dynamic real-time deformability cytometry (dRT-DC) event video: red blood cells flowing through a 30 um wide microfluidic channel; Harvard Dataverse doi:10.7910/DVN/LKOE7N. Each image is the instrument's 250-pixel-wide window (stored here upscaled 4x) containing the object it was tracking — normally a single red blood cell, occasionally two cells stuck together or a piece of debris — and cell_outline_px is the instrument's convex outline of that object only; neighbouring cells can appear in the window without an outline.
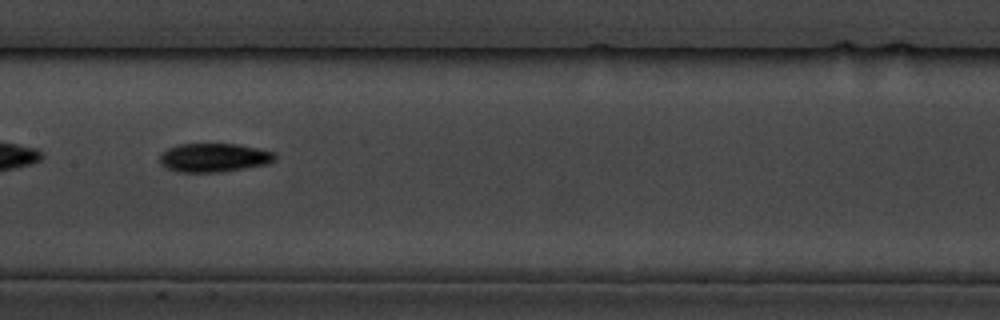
{"species": "common noctule bat (a hibernating species)", "species_latin": "Nyctalus noctula", "temperature_condition": "cold", "stored_images_in_passage": 13, "camera_frame_rate_fps": 3000, "um_per_image_px": 0.085, "animal": {"sex": "male", "body_mass_g": 19.5, "forearm_length_mm": 54.6}, "frame": {"image": 1, "passage_image": 6, "time_ms": 6.0, "image_size_px": [1000, 320], "cell_outline_px": [[276, 160], [268, 164], [220, 172], [176, 172], [164, 168], [160, 164], [160, 156], [168, 148], [176, 144], [240, 144], [276, 152]], "centroid_in_image_um": [18.19, 13.4], "position_along_channel_um": 189.2, "area_um2": 19.54}, "authors_computed_cell_mechanics": {"area_um2": 18.785, "velocity_mm_per_s": 3.553, "shape_relaxation_time_tau1_ms": 4.0571, "shape_relaxation_time_tau2_ms": null, "deformation_change_tau1": 0.1099, "deformation_change_tau2": null}}